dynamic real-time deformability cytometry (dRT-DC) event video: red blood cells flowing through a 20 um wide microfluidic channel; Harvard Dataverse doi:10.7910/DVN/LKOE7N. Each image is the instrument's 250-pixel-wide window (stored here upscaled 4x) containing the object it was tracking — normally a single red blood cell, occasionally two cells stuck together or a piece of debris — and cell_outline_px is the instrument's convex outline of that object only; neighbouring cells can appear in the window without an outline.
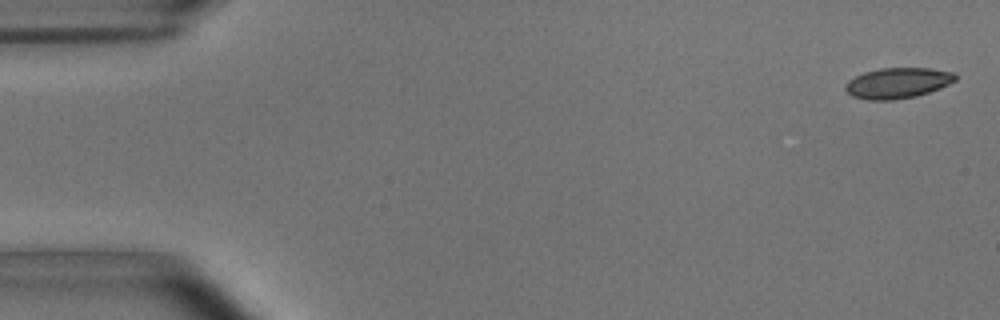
{"species": "common noctule bat (a hibernating species)", "species_latin": "Nyctalus noctula", "temperature_condition": "room temperature", "stored_images_in_passage": 36, "camera_frame_rate_fps": 3000, "um_per_image_px": 0.085, "animal": {"sex": "male", "body_mass_g": 15.6}, "frame": {"image": 1, "passage_image": 1, "time_ms": 0.0, "image_size_px": [1000, 320], "cell_outline_px": [[956, 80], [940, 88], [916, 96], [892, 100], [868, 100], [852, 96], [844, 88], [844, 84], [848, 80], [864, 72], [880, 68], [928, 68], [952, 72], [956, 76]], "centroid_in_image_um": [76.27, 7.06], "position_along_channel_um": 8.7, "area_um2": 19.54}}
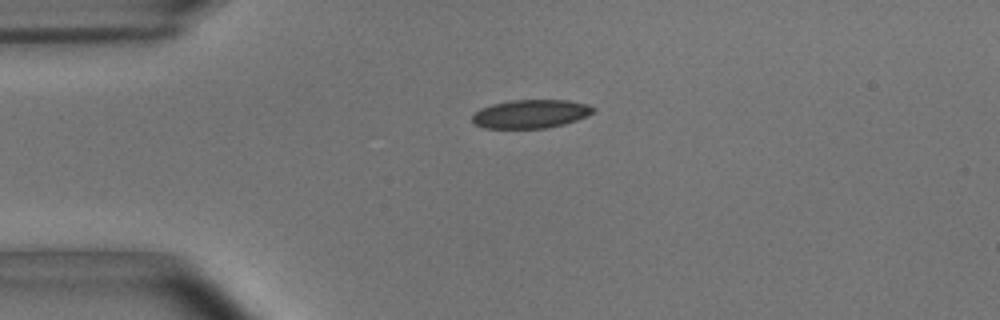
{"frame": {"image": 2, "passage_image": 12, "time_ms": 3.667, "image_size_px": [1000, 320], "cell_outline_px": [[596, 108], [592, 112], [576, 120], [564, 124], [548, 128], [484, 128], [472, 124], [472, 116], [480, 108], [492, 104], [512, 100], [568, 100], [588, 104]], "centroid_in_image_um": [45.08, 9.68], "position_along_channel_um": 39.9, "area_um2": 20.11}}
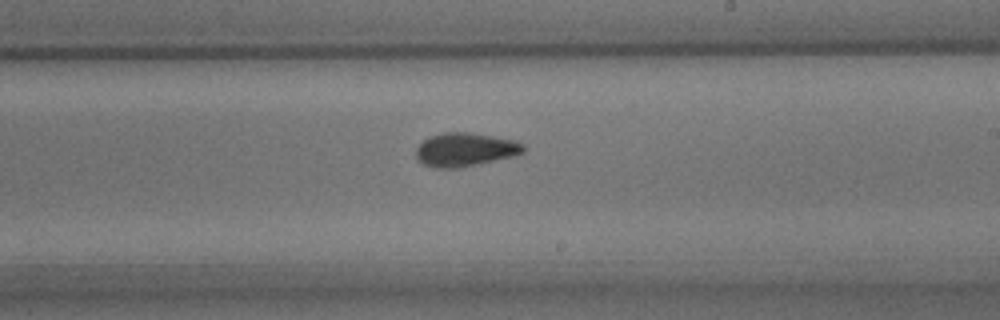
{"frame": {"image": 3, "passage_image": 31, "time_ms": 10.0, "image_size_px": [1000, 320], "cell_outline_px": [[524, 152], [516, 156], [460, 168], [432, 168], [416, 160], [416, 148], [424, 140], [432, 136], [444, 132], [468, 132], [492, 136], [512, 140], [524, 144]], "centroid_in_image_um": [39.53, 12.73], "position_along_channel_um": 249.5, "area_um2": 21.1}}